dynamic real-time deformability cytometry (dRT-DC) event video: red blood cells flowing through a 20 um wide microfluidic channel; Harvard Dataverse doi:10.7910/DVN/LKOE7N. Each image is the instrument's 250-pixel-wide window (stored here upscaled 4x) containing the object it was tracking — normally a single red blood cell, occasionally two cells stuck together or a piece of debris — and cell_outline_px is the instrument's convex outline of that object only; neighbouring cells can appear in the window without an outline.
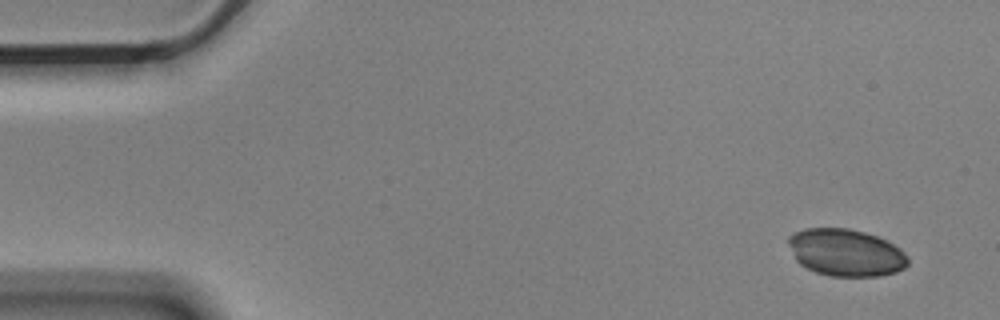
{"species": "Egyptian fruit bat (a non-hibernating species)", "species_latin": "Rousettus aegyptiacus", "temperature_condition": "cold", "stored_images_in_passage": 8, "camera_frame_rate_fps": 3000, "um_per_image_px": 0.085, "animal": {"sex": "male"}, "frame": {"image": 1, "passage_image": 1, "time_ms": 0.0, "image_size_px": [1000, 320], "cell_outline_px": [[908, 264], [904, 268], [896, 272], [880, 276], [832, 276], [816, 272], [800, 264], [796, 260], [788, 244], [788, 236], [804, 228], [848, 228], [864, 232], [876, 236], [900, 248], [904, 252], [908, 260]], "centroid_in_image_um": [71.89, 21.47], "position_along_channel_um": 13.1, "area_um2": 32.71}}